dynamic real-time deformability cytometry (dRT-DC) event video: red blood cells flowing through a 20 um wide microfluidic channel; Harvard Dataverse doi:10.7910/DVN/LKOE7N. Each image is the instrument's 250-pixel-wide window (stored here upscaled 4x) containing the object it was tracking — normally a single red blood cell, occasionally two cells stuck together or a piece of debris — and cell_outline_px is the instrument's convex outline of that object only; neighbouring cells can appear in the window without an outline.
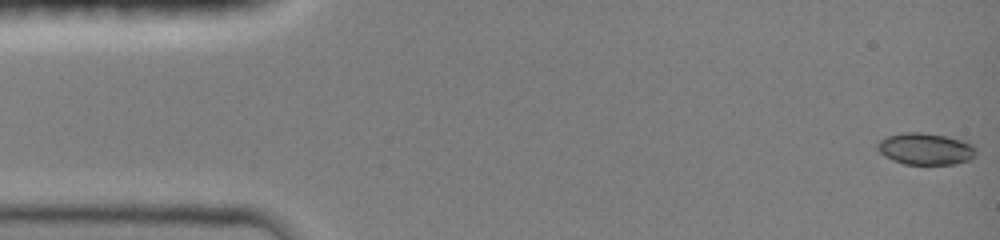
{"species": "common noctule bat (a hibernating species)", "species_latin": "Nyctalus noctula", "temperature_condition": "room temperature", "stored_images_in_passage": 48, "camera_frame_rate_fps": 3000, "um_per_image_px": 0.085, "animal": {"sex": "female", "body_mass_g": 19.0, "forearm_length_mm": 51.5}, "frame": {"image": 1, "passage_image": 1, "time_ms": 0.0, "image_size_px": [1000, 240], "cell_outline_px": [[976, 156], [972, 160], [956, 164], [904, 164], [892, 160], [884, 156], [876, 148], [876, 144], [880, 140], [888, 136], [904, 132], [920, 132], [948, 136], [972, 144], [976, 148]], "centroid_in_image_um": [78.69, 12.66], "position_along_channel_um": 6.3, "area_um2": 18.44}}
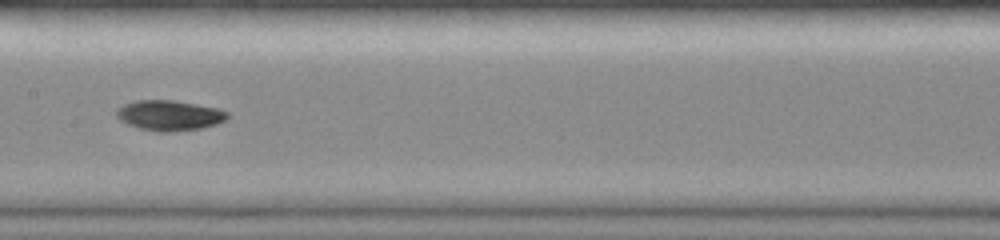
{"frame": {"image": 2, "passage_image": 24, "time_ms": 7.667, "image_size_px": [1000, 240], "cell_outline_px": [[228, 116], [224, 120], [216, 124], [200, 128], [168, 132], [156, 132], [140, 128], [128, 124], [120, 120], [116, 116], [116, 112], [124, 104], [136, 100], [172, 100], [220, 108], [228, 112]], "centroid_in_image_um": [14.4, 9.8], "position_along_channel_um": 193.0, "area_um2": 19.42}}
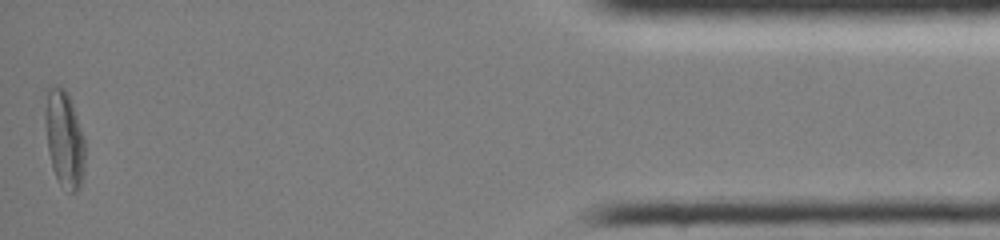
{"frame": {"image": 3, "passage_image": 47, "time_ms": 15.333, "image_size_px": [1000, 240], "cell_outline_px": [[84, 176], [80, 188], [76, 192], [68, 192], [60, 184], [52, 168], [48, 152], [44, 116], [44, 88], [48, 84], [56, 84], [64, 88], [68, 92], [84, 136]], "centroid_in_image_um": [5.43, 11.72], "position_along_channel_um": 429.8, "area_um2": 23.29}, "authors_computed_cell_mechanics": {"area_um2": 18.6116, "velocity_mm_per_s": 4.0527, "shape_relaxation_time_tau1_ms": 3.8706, "shape_relaxation_time_tau2_ms": null, "deformation_change_tau1": 0.1649, "deformation_change_tau2": null}}